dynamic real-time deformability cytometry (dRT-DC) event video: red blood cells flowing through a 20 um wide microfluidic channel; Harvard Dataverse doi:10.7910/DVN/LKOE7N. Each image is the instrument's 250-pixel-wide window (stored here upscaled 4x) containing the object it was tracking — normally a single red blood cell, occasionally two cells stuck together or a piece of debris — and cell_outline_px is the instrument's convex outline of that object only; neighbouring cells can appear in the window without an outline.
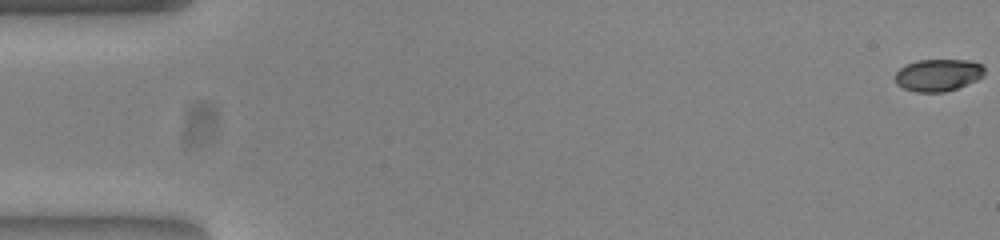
{"species": "common noctule bat (a hibernating species)", "species_latin": "Nyctalus noctula", "temperature_condition": "warm", "stored_images_in_passage": 54, "camera_frame_rate_fps": 3000, "um_per_image_px": 0.085, "animal": {"sex": "female", "body_mass_g": 23.0, "forearm_length_mm": 53.4}, "frame": {"image": 1, "passage_image": 1, "time_ms": 0.0, "image_size_px": [1000, 240], "cell_outline_px": [[984, 76], [976, 80], [956, 88], [944, 92], [916, 92], [904, 88], [896, 84], [896, 72], [900, 68], [908, 64], [920, 60], [968, 60], [980, 64], [984, 68]], "centroid_in_image_um": [79.74, 6.38], "position_along_channel_um": 5.3, "area_um2": 16.53}}
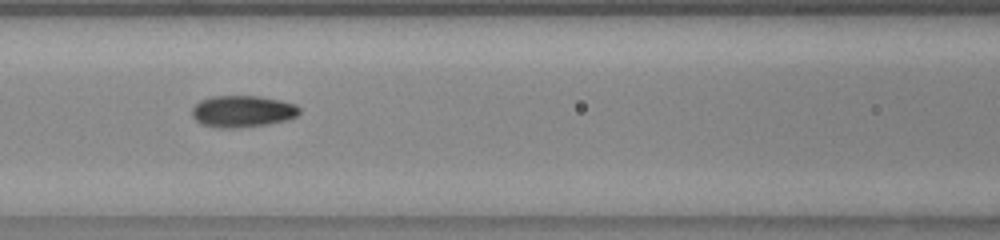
{"frame": {"image": 2, "passage_image": 24, "time_ms": 7.667, "image_size_px": [1000, 240], "cell_outline_px": [[300, 112], [296, 116], [284, 120], [268, 124], [236, 128], [224, 128], [200, 124], [192, 116], [192, 108], [200, 100], [212, 96], [260, 96], [280, 100], [296, 104], [300, 108]], "centroid_in_image_um": [20.6, 9.46], "position_along_channel_um": 146.0, "area_um2": 19.83}}
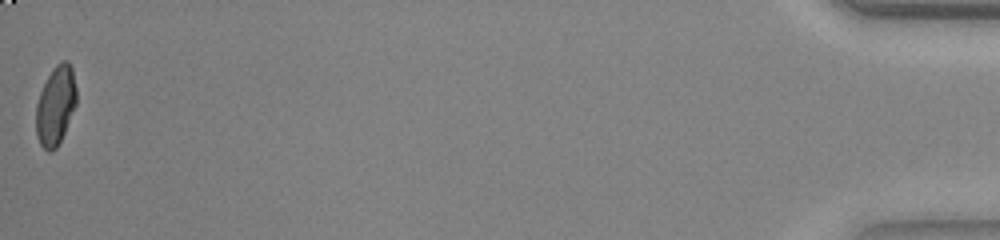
{"frame": {"image": 3, "passage_image": 54, "time_ms": 17.667, "image_size_px": [1000, 240], "cell_outline_px": [[76, 104], [64, 132], [56, 148], [52, 152], [48, 152], [40, 144], [36, 136], [36, 104], [40, 92], [52, 68], [56, 64], [64, 60], [68, 60], [72, 68], [76, 88]], "centroid_in_image_um": [4.72, 8.96], "position_along_channel_um": 430.5, "area_um2": 18.55}, "authors_computed_cell_mechanics": {"area_um2": 18.7561, "velocity_mm_per_s": 3.8648, "shape_relaxation_time_tau1_ms": 7.3927, "shape_relaxation_time_tau2_ms": 1.0534, "deformation_change_tau1": 0.2003, "deformation_change_tau2": 0.0467}}